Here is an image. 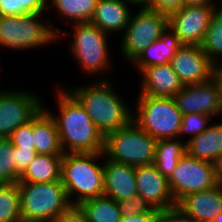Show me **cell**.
Segmentation results:
<instances>
[{
	"instance_id": "f35d334b",
	"label": "cell",
	"mask_w": 222,
	"mask_h": 222,
	"mask_svg": "<svg viewBox=\"0 0 222 222\" xmlns=\"http://www.w3.org/2000/svg\"><path fill=\"white\" fill-rule=\"evenodd\" d=\"M212 80L217 86L222 98V59L214 61L212 64Z\"/></svg>"
},
{
	"instance_id": "f1b7e54d",
	"label": "cell",
	"mask_w": 222,
	"mask_h": 222,
	"mask_svg": "<svg viewBox=\"0 0 222 222\" xmlns=\"http://www.w3.org/2000/svg\"><path fill=\"white\" fill-rule=\"evenodd\" d=\"M47 3L48 0H0V16L43 14L48 12Z\"/></svg>"
},
{
	"instance_id": "484cf974",
	"label": "cell",
	"mask_w": 222,
	"mask_h": 222,
	"mask_svg": "<svg viewBox=\"0 0 222 222\" xmlns=\"http://www.w3.org/2000/svg\"><path fill=\"white\" fill-rule=\"evenodd\" d=\"M79 206L88 222H120L122 217L118 202L105 195L88 199Z\"/></svg>"
},
{
	"instance_id": "7402d4cb",
	"label": "cell",
	"mask_w": 222,
	"mask_h": 222,
	"mask_svg": "<svg viewBox=\"0 0 222 222\" xmlns=\"http://www.w3.org/2000/svg\"><path fill=\"white\" fill-rule=\"evenodd\" d=\"M186 150L190 156L214 164L222 154V122L214 121L204 132L187 140Z\"/></svg>"
},
{
	"instance_id": "cb8c5ba5",
	"label": "cell",
	"mask_w": 222,
	"mask_h": 222,
	"mask_svg": "<svg viewBox=\"0 0 222 222\" xmlns=\"http://www.w3.org/2000/svg\"><path fill=\"white\" fill-rule=\"evenodd\" d=\"M186 153V142H182L181 139L157 140L153 164L163 176L168 178Z\"/></svg>"
},
{
	"instance_id": "4316f807",
	"label": "cell",
	"mask_w": 222,
	"mask_h": 222,
	"mask_svg": "<svg viewBox=\"0 0 222 222\" xmlns=\"http://www.w3.org/2000/svg\"><path fill=\"white\" fill-rule=\"evenodd\" d=\"M201 47L214 62L222 59V8H216Z\"/></svg>"
},
{
	"instance_id": "30bf717a",
	"label": "cell",
	"mask_w": 222,
	"mask_h": 222,
	"mask_svg": "<svg viewBox=\"0 0 222 222\" xmlns=\"http://www.w3.org/2000/svg\"><path fill=\"white\" fill-rule=\"evenodd\" d=\"M167 179L175 203L189 193L208 190L217 185L215 165L188 153L179 160Z\"/></svg>"
},
{
	"instance_id": "603a6c76",
	"label": "cell",
	"mask_w": 222,
	"mask_h": 222,
	"mask_svg": "<svg viewBox=\"0 0 222 222\" xmlns=\"http://www.w3.org/2000/svg\"><path fill=\"white\" fill-rule=\"evenodd\" d=\"M62 156L37 154L18 182L44 183L59 181Z\"/></svg>"
},
{
	"instance_id": "d6986e66",
	"label": "cell",
	"mask_w": 222,
	"mask_h": 222,
	"mask_svg": "<svg viewBox=\"0 0 222 222\" xmlns=\"http://www.w3.org/2000/svg\"><path fill=\"white\" fill-rule=\"evenodd\" d=\"M131 5L135 6L129 0H98L90 22L108 35L112 32L123 34L132 14Z\"/></svg>"
},
{
	"instance_id": "74e56055",
	"label": "cell",
	"mask_w": 222,
	"mask_h": 222,
	"mask_svg": "<svg viewBox=\"0 0 222 222\" xmlns=\"http://www.w3.org/2000/svg\"><path fill=\"white\" fill-rule=\"evenodd\" d=\"M159 212H148L133 216H122L120 222H158Z\"/></svg>"
},
{
	"instance_id": "e0dca14e",
	"label": "cell",
	"mask_w": 222,
	"mask_h": 222,
	"mask_svg": "<svg viewBox=\"0 0 222 222\" xmlns=\"http://www.w3.org/2000/svg\"><path fill=\"white\" fill-rule=\"evenodd\" d=\"M176 205L194 222H214L222 211V185L193 192L181 198Z\"/></svg>"
},
{
	"instance_id": "8992f818",
	"label": "cell",
	"mask_w": 222,
	"mask_h": 222,
	"mask_svg": "<svg viewBox=\"0 0 222 222\" xmlns=\"http://www.w3.org/2000/svg\"><path fill=\"white\" fill-rule=\"evenodd\" d=\"M71 28L73 33L68 46L71 55L77 62L76 64H79L80 70L87 75L89 74V77L94 74L96 76L104 73L102 77L97 78L109 80L106 77V73L109 72L112 64L110 61V48L107 43L109 41L107 39L108 34L91 22L71 24Z\"/></svg>"
},
{
	"instance_id": "5bb4252c",
	"label": "cell",
	"mask_w": 222,
	"mask_h": 222,
	"mask_svg": "<svg viewBox=\"0 0 222 222\" xmlns=\"http://www.w3.org/2000/svg\"><path fill=\"white\" fill-rule=\"evenodd\" d=\"M170 64L183 85L203 83L212 79L213 62L201 46L183 45Z\"/></svg>"
},
{
	"instance_id": "7bdbcfd3",
	"label": "cell",
	"mask_w": 222,
	"mask_h": 222,
	"mask_svg": "<svg viewBox=\"0 0 222 222\" xmlns=\"http://www.w3.org/2000/svg\"><path fill=\"white\" fill-rule=\"evenodd\" d=\"M214 222H222V211L216 216Z\"/></svg>"
},
{
	"instance_id": "4fadbf2b",
	"label": "cell",
	"mask_w": 222,
	"mask_h": 222,
	"mask_svg": "<svg viewBox=\"0 0 222 222\" xmlns=\"http://www.w3.org/2000/svg\"><path fill=\"white\" fill-rule=\"evenodd\" d=\"M177 108L184 114L222 115V98L214 81L184 85L173 97Z\"/></svg>"
},
{
	"instance_id": "ac0fdd59",
	"label": "cell",
	"mask_w": 222,
	"mask_h": 222,
	"mask_svg": "<svg viewBox=\"0 0 222 222\" xmlns=\"http://www.w3.org/2000/svg\"><path fill=\"white\" fill-rule=\"evenodd\" d=\"M103 195L116 202L127 200L137 194L135 166L120 164L104 155Z\"/></svg>"
},
{
	"instance_id": "8d00e7d4",
	"label": "cell",
	"mask_w": 222,
	"mask_h": 222,
	"mask_svg": "<svg viewBox=\"0 0 222 222\" xmlns=\"http://www.w3.org/2000/svg\"><path fill=\"white\" fill-rule=\"evenodd\" d=\"M182 6H184L183 0H152L149 5L150 8L167 16L179 10Z\"/></svg>"
},
{
	"instance_id": "44dd1931",
	"label": "cell",
	"mask_w": 222,
	"mask_h": 222,
	"mask_svg": "<svg viewBox=\"0 0 222 222\" xmlns=\"http://www.w3.org/2000/svg\"><path fill=\"white\" fill-rule=\"evenodd\" d=\"M32 131L38 154L64 155L56 122L44 107L32 118Z\"/></svg>"
},
{
	"instance_id": "9c48e42d",
	"label": "cell",
	"mask_w": 222,
	"mask_h": 222,
	"mask_svg": "<svg viewBox=\"0 0 222 222\" xmlns=\"http://www.w3.org/2000/svg\"><path fill=\"white\" fill-rule=\"evenodd\" d=\"M135 16L131 14L129 24L122 35L119 52L132 63L142 51L158 40L168 27V16L149 6H140Z\"/></svg>"
},
{
	"instance_id": "4dcf8cb0",
	"label": "cell",
	"mask_w": 222,
	"mask_h": 222,
	"mask_svg": "<svg viewBox=\"0 0 222 222\" xmlns=\"http://www.w3.org/2000/svg\"><path fill=\"white\" fill-rule=\"evenodd\" d=\"M212 121V116L208 114H184L182 117V123L178 138H182L185 135L192 139L194 136L204 132L210 125L208 122Z\"/></svg>"
},
{
	"instance_id": "ba28073f",
	"label": "cell",
	"mask_w": 222,
	"mask_h": 222,
	"mask_svg": "<svg viewBox=\"0 0 222 222\" xmlns=\"http://www.w3.org/2000/svg\"><path fill=\"white\" fill-rule=\"evenodd\" d=\"M136 101L132 121L143 131L156 140L178 138L183 114L173 98L139 95Z\"/></svg>"
},
{
	"instance_id": "60d3db41",
	"label": "cell",
	"mask_w": 222,
	"mask_h": 222,
	"mask_svg": "<svg viewBox=\"0 0 222 222\" xmlns=\"http://www.w3.org/2000/svg\"><path fill=\"white\" fill-rule=\"evenodd\" d=\"M184 6H194V5H216L218 2L215 0H183Z\"/></svg>"
},
{
	"instance_id": "3957f363",
	"label": "cell",
	"mask_w": 222,
	"mask_h": 222,
	"mask_svg": "<svg viewBox=\"0 0 222 222\" xmlns=\"http://www.w3.org/2000/svg\"><path fill=\"white\" fill-rule=\"evenodd\" d=\"M104 153H64L60 180L72 205L103 195ZM75 195V196H74Z\"/></svg>"
},
{
	"instance_id": "e575fe53",
	"label": "cell",
	"mask_w": 222,
	"mask_h": 222,
	"mask_svg": "<svg viewBox=\"0 0 222 222\" xmlns=\"http://www.w3.org/2000/svg\"><path fill=\"white\" fill-rule=\"evenodd\" d=\"M158 222H194L177 205L159 210Z\"/></svg>"
},
{
	"instance_id": "5b68a950",
	"label": "cell",
	"mask_w": 222,
	"mask_h": 222,
	"mask_svg": "<svg viewBox=\"0 0 222 222\" xmlns=\"http://www.w3.org/2000/svg\"><path fill=\"white\" fill-rule=\"evenodd\" d=\"M22 222H52L72 204L61 182H18Z\"/></svg>"
},
{
	"instance_id": "52a82bcc",
	"label": "cell",
	"mask_w": 222,
	"mask_h": 222,
	"mask_svg": "<svg viewBox=\"0 0 222 222\" xmlns=\"http://www.w3.org/2000/svg\"><path fill=\"white\" fill-rule=\"evenodd\" d=\"M157 140L134 121L105 136L104 155L120 164L143 166L153 164Z\"/></svg>"
},
{
	"instance_id": "ee69618b",
	"label": "cell",
	"mask_w": 222,
	"mask_h": 222,
	"mask_svg": "<svg viewBox=\"0 0 222 222\" xmlns=\"http://www.w3.org/2000/svg\"><path fill=\"white\" fill-rule=\"evenodd\" d=\"M216 5H217V8H222V0H220L219 4H216Z\"/></svg>"
},
{
	"instance_id": "1f68e13d",
	"label": "cell",
	"mask_w": 222,
	"mask_h": 222,
	"mask_svg": "<svg viewBox=\"0 0 222 222\" xmlns=\"http://www.w3.org/2000/svg\"><path fill=\"white\" fill-rule=\"evenodd\" d=\"M121 216H133L148 212H159L148 203L144 198L138 194L131 198L118 202Z\"/></svg>"
},
{
	"instance_id": "6da1fadb",
	"label": "cell",
	"mask_w": 222,
	"mask_h": 222,
	"mask_svg": "<svg viewBox=\"0 0 222 222\" xmlns=\"http://www.w3.org/2000/svg\"><path fill=\"white\" fill-rule=\"evenodd\" d=\"M57 89L58 116L43 107L56 122L64 153H104L105 136L65 88Z\"/></svg>"
},
{
	"instance_id": "b9f144b4",
	"label": "cell",
	"mask_w": 222,
	"mask_h": 222,
	"mask_svg": "<svg viewBox=\"0 0 222 222\" xmlns=\"http://www.w3.org/2000/svg\"><path fill=\"white\" fill-rule=\"evenodd\" d=\"M131 1L136 7L138 6H149L152 0H129Z\"/></svg>"
},
{
	"instance_id": "7a4b0ae2",
	"label": "cell",
	"mask_w": 222,
	"mask_h": 222,
	"mask_svg": "<svg viewBox=\"0 0 222 222\" xmlns=\"http://www.w3.org/2000/svg\"><path fill=\"white\" fill-rule=\"evenodd\" d=\"M110 80L95 78L85 86L65 87L104 136L127 126L133 116V108L119 96L121 93L116 91Z\"/></svg>"
},
{
	"instance_id": "ab89813d",
	"label": "cell",
	"mask_w": 222,
	"mask_h": 222,
	"mask_svg": "<svg viewBox=\"0 0 222 222\" xmlns=\"http://www.w3.org/2000/svg\"><path fill=\"white\" fill-rule=\"evenodd\" d=\"M214 165L217 184L222 185V154L218 157Z\"/></svg>"
},
{
	"instance_id": "ffe728a7",
	"label": "cell",
	"mask_w": 222,
	"mask_h": 222,
	"mask_svg": "<svg viewBox=\"0 0 222 222\" xmlns=\"http://www.w3.org/2000/svg\"><path fill=\"white\" fill-rule=\"evenodd\" d=\"M182 46L179 38L168 26L162 36L146 47L131 64L137 68L138 73L151 65L168 64Z\"/></svg>"
},
{
	"instance_id": "8fae6325",
	"label": "cell",
	"mask_w": 222,
	"mask_h": 222,
	"mask_svg": "<svg viewBox=\"0 0 222 222\" xmlns=\"http://www.w3.org/2000/svg\"><path fill=\"white\" fill-rule=\"evenodd\" d=\"M43 104L31 91L0 88V139H9L19 126L31 121Z\"/></svg>"
},
{
	"instance_id": "2e32d148",
	"label": "cell",
	"mask_w": 222,
	"mask_h": 222,
	"mask_svg": "<svg viewBox=\"0 0 222 222\" xmlns=\"http://www.w3.org/2000/svg\"><path fill=\"white\" fill-rule=\"evenodd\" d=\"M139 74V95L173 98L184 87L170 63L148 66Z\"/></svg>"
},
{
	"instance_id": "7c38bea8",
	"label": "cell",
	"mask_w": 222,
	"mask_h": 222,
	"mask_svg": "<svg viewBox=\"0 0 222 222\" xmlns=\"http://www.w3.org/2000/svg\"><path fill=\"white\" fill-rule=\"evenodd\" d=\"M217 5L182 6L168 16V26L183 45L201 46Z\"/></svg>"
},
{
	"instance_id": "f546056e",
	"label": "cell",
	"mask_w": 222,
	"mask_h": 222,
	"mask_svg": "<svg viewBox=\"0 0 222 222\" xmlns=\"http://www.w3.org/2000/svg\"><path fill=\"white\" fill-rule=\"evenodd\" d=\"M17 183L14 146L9 139H0V185Z\"/></svg>"
},
{
	"instance_id": "9a60e30c",
	"label": "cell",
	"mask_w": 222,
	"mask_h": 222,
	"mask_svg": "<svg viewBox=\"0 0 222 222\" xmlns=\"http://www.w3.org/2000/svg\"><path fill=\"white\" fill-rule=\"evenodd\" d=\"M135 178L137 194L153 208L163 210L176 206L167 177L154 164L136 166Z\"/></svg>"
},
{
	"instance_id": "83f0119b",
	"label": "cell",
	"mask_w": 222,
	"mask_h": 222,
	"mask_svg": "<svg viewBox=\"0 0 222 222\" xmlns=\"http://www.w3.org/2000/svg\"><path fill=\"white\" fill-rule=\"evenodd\" d=\"M0 222H22L17 183L0 185Z\"/></svg>"
},
{
	"instance_id": "d4e9b609",
	"label": "cell",
	"mask_w": 222,
	"mask_h": 222,
	"mask_svg": "<svg viewBox=\"0 0 222 222\" xmlns=\"http://www.w3.org/2000/svg\"><path fill=\"white\" fill-rule=\"evenodd\" d=\"M48 8L56 11L61 20L68 19L70 24L90 22L98 0H48Z\"/></svg>"
},
{
	"instance_id": "d590c367",
	"label": "cell",
	"mask_w": 222,
	"mask_h": 222,
	"mask_svg": "<svg viewBox=\"0 0 222 222\" xmlns=\"http://www.w3.org/2000/svg\"><path fill=\"white\" fill-rule=\"evenodd\" d=\"M52 222H88V220L79 205H71Z\"/></svg>"
},
{
	"instance_id": "277c9868",
	"label": "cell",
	"mask_w": 222,
	"mask_h": 222,
	"mask_svg": "<svg viewBox=\"0 0 222 222\" xmlns=\"http://www.w3.org/2000/svg\"><path fill=\"white\" fill-rule=\"evenodd\" d=\"M39 13L0 16V47L9 50H26L53 43L71 31H61L49 18ZM43 19V22L40 19ZM48 22V23H47ZM50 23V24H49ZM57 28V29H56Z\"/></svg>"
},
{
	"instance_id": "d6a6232c",
	"label": "cell",
	"mask_w": 222,
	"mask_h": 222,
	"mask_svg": "<svg viewBox=\"0 0 222 222\" xmlns=\"http://www.w3.org/2000/svg\"><path fill=\"white\" fill-rule=\"evenodd\" d=\"M9 140L14 147L35 148L32 131V119L28 123L19 126L10 136Z\"/></svg>"
},
{
	"instance_id": "836d02e7",
	"label": "cell",
	"mask_w": 222,
	"mask_h": 222,
	"mask_svg": "<svg viewBox=\"0 0 222 222\" xmlns=\"http://www.w3.org/2000/svg\"><path fill=\"white\" fill-rule=\"evenodd\" d=\"M15 163L17 168V183L23 174V172L28 168L29 164L37 156L35 148H18L14 147Z\"/></svg>"
}]
</instances>
